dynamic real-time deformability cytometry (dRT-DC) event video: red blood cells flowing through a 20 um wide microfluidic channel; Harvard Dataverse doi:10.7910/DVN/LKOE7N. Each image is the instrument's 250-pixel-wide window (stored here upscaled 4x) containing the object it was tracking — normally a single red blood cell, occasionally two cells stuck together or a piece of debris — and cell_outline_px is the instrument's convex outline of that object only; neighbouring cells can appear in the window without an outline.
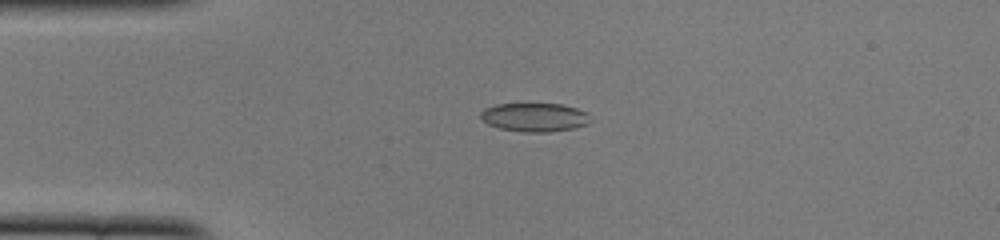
{"species": "common noctule bat (a hibernating species)", "species_latin": "Nyctalus noctula", "temperature_condition": "cold", "stored_images_in_passage": 51, "camera_frame_rate_fps": 3000, "um_per_image_px": 0.085, "animal": {"sex": "female", "body_mass_g": 22.0, "forearm_length_mm": 56.7}, "frame": {"image": 1, "passage_image": 12, "time_ms": 3.667, "image_size_px": [1000, 240], "cell_outline_px": [[588, 124], [572, 128], [552, 132], [524, 132], [500, 128], [488, 124], [480, 120], [480, 112], [484, 108], [496, 104], [560, 104], [576, 108], [588, 112]], "centroid_in_image_um": [45.39, 9.97], "position_along_channel_um": 39.6, "area_um2": 18.32}}
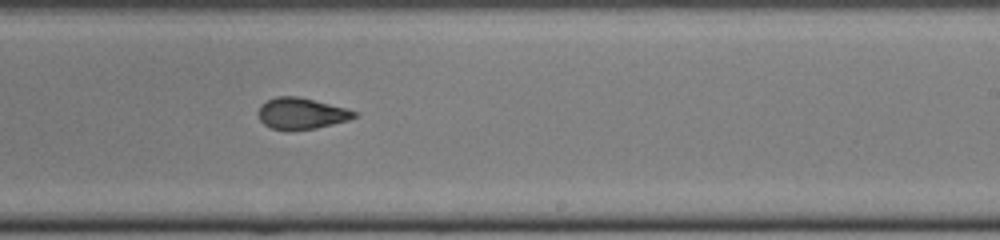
{"frame": {"image": 2, "passage_image": 31, "time_ms": 10.0, "image_size_px": [1000, 240], "cell_outline_px": [[356, 116], [348, 120], [316, 128], [288, 132], [284, 132], [272, 128], [264, 124], [260, 120], [256, 112], [260, 104], [276, 96], [296, 96], [344, 108], [356, 112]], "centroid_in_image_um": [25.52, 9.67], "position_along_channel_um": 263.5, "area_um2": 17.57}}
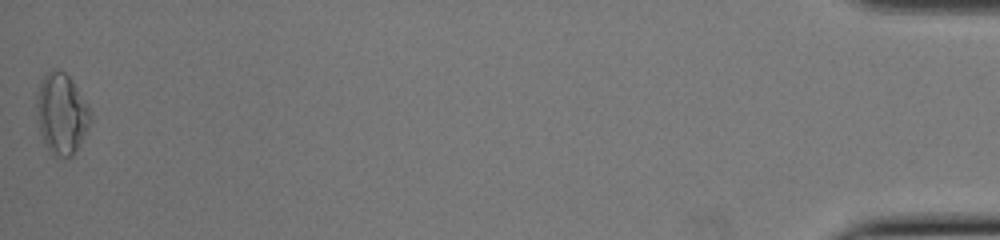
{"frame": {"image": 3, "passage_image": 51, "time_ms": 16.667, "image_size_px": [1000, 240], "cell_outline_px": [[92, 120], [72, 156], [52, 156], [44, 144], [40, 132], [36, 104], [36, 92], [44, 76], [52, 68], [64, 72], [72, 80], [88, 108]], "centroid_in_image_um": [5.2, 9.67], "position_along_channel_um": 430.0, "area_um2": 24.91}, "authors_computed_cell_mechanics": {"area_um2": 18.496, "velocity_mm_per_s": 3.929, "shape_relaxation_time_tau1_ms": null, "shape_relaxation_time_tau2_ms": 1.572, "deformation_change_tau1": null, "deformation_change_tau2": 0.058}}